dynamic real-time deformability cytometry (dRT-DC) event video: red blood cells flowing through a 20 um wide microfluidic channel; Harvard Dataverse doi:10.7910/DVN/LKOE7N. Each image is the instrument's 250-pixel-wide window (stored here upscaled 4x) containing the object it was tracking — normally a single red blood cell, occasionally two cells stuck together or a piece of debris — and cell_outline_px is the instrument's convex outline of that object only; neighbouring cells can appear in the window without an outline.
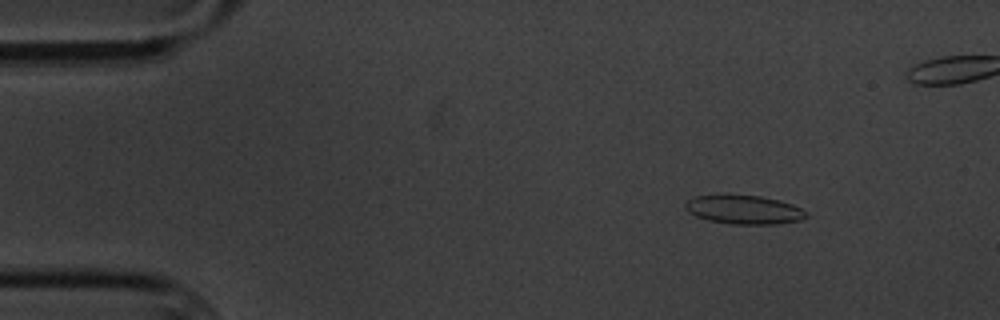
{"species": "common noctule bat (a hibernating species)", "species_latin": "Nyctalus noctula", "temperature_condition": "cold", "stored_images_in_passage": 6, "camera_frame_rate_fps": 3000, "um_per_image_px": 0.085, "animal": {"sex": "male", "body_mass_g": 20.1, "forearm_length_mm": 53.5}, "frame": {"image": 1, "passage_image": 2, "time_ms": 1.333, "image_size_px": [1000, 320], "cell_outline_px": [[808, 216], [800, 220], [776, 224], [732, 224], [708, 220], [696, 216], [688, 212], [684, 208], [684, 204], [688, 200], [696, 196], [728, 192], [760, 196], [780, 200], [792, 204], [808, 212]], "centroid_in_image_um": [63.2, 17.78], "position_along_channel_um": 21.8, "area_um2": 20.98}}
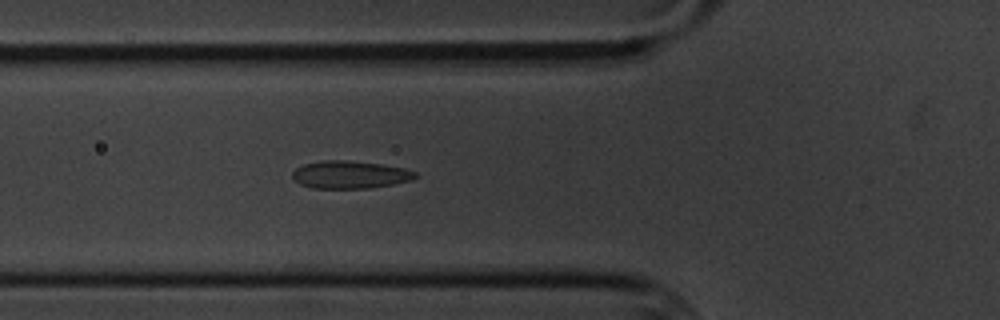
{"frame": {"image": 2, "passage_image": 5, "time_ms": 5.667, "image_size_px": [1000, 320], "cell_outline_px": [[416, 176], [412, 180], [392, 184], [368, 188], [312, 188], [300, 184], [292, 176], [292, 172], [296, 168], [304, 164], [320, 160], [348, 160], [380, 164], [404, 168], [416, 172]], "centroid_in_image_um": [29.72, 14.84], "position_along_channel_um": 96.1, "area_um2": 19.71}}